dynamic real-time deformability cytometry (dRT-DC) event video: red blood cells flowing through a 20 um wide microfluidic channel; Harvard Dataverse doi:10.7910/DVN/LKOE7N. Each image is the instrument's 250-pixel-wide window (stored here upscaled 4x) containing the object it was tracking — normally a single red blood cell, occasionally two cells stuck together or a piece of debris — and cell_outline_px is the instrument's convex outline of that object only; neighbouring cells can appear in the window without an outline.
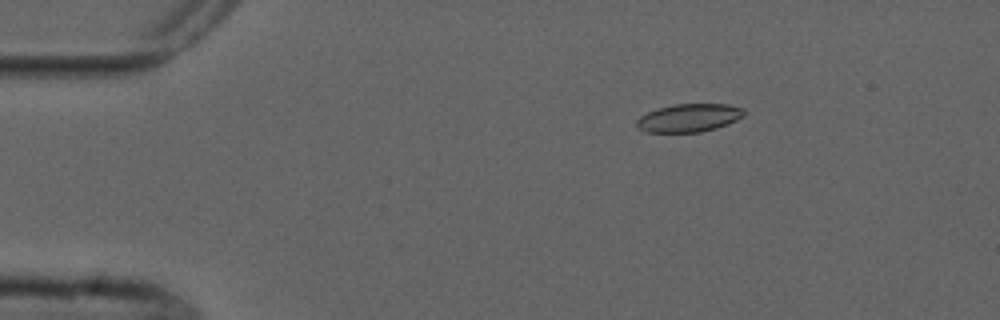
{"species": "common noctule bat (a hibernating species)", "species_latin": "Nyctalus noctula", "temperature_condition": "cold", "stored_images_in_passage": 4, "camera_frame_rate_fps": 3000, "um_per_image_px": 0.085, "animal": {"sex": "male", "forearm_length_mm": 52.5}, "frame": {"image": 1, "passage_image": 2, "time_ms": 1.333, "image_size_px": [1000, 320], "cell_outline_px": [[744, 116], [728, 124], [716, 128], [700, 132], [640, 132], [636, 124], [636, 120], [640, 116], [648, 112], [672, 104], [728, 104], [744, 108]], "centroid_in_image_um": [58.55, 10.02], "position_along_channel_um": 26.4, "area_um2": 17.69}}